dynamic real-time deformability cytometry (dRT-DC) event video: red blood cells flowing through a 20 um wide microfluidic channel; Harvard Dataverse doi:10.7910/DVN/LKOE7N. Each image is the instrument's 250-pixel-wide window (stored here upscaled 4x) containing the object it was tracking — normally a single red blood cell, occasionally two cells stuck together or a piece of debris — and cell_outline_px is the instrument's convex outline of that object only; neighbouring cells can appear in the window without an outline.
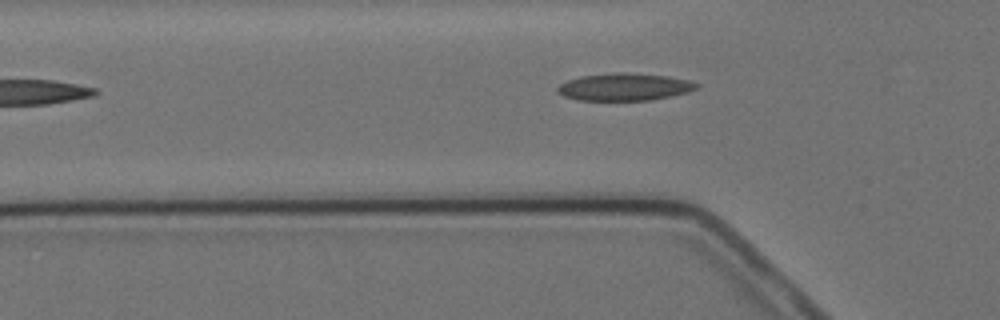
{"species": "Egyptian fruit bat (a non-hibernating species)", "species_latin": "Rousettus aegyptiacus", "temperature_condition": "cold", "stored_images_in_passage": 2, "camera_frame_rate_fps": 3000, "um_per_image_px": 0.085, "animal": {"sex": "female"}, "frame": {"image": 1, "passage_image": 2, "time_ms": 1.333, "image_size_px": [1000, 320], "cell_outline_px": [[700, 88], [688, 92], [672, 96], [652, 100], [580, 100], [564, 96], [556, 92], [556, 88], [560, 84], [568, 80], [580, 76], [616, 72], [628, 72], [668, 76], [688, 80], [700, 84]], "centroid_in_image_um": [53.11, 7.38], "position_along_channel_um": 72.7, "area_um2": 22.37}}